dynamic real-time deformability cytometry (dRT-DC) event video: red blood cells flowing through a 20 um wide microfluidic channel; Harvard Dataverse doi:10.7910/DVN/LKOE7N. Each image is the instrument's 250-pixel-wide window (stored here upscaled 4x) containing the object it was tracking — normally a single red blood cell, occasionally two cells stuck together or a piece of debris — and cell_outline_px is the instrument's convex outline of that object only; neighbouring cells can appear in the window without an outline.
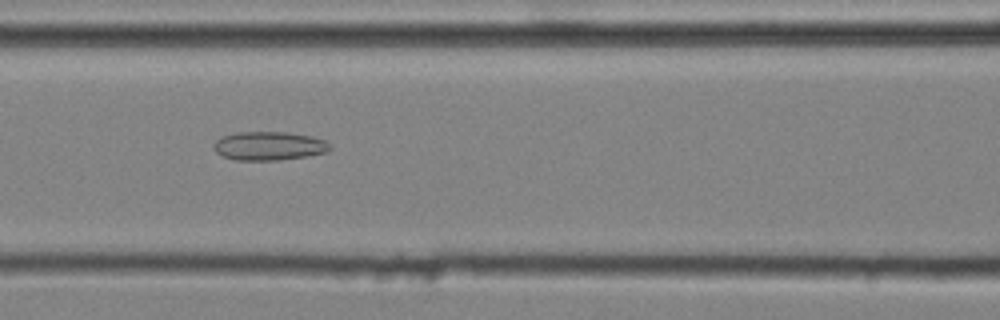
{"species": "common noctule bat (a hibernating species)", "species_latin": "Nyctalus noctula", "temperature_condition": "cold", "stored_images_in_passage": 45, "camera_frame_rate_fps": 3000, "um_per_image_px": 0.085, "animal": {"sex": "male", "body_mass_g": 20.4}, "frame": {"image": 1, "passage_image": 21, "time_ms": 6.667, "image_size_px": [1000, 320], "cell_outline_px": [[332, 148], [328, 152], [308, 156], [276, 160], [236, 160], [224, 156], [216, 152], [212, 144], [216, 140], [224, 136], [236, 132], [288, 132], [312, 136], [324, 140]], "centroid_in_image_um": [22.88, 12.4], "position_along_channel_um": 143.7, "area_um2": 19.42}}
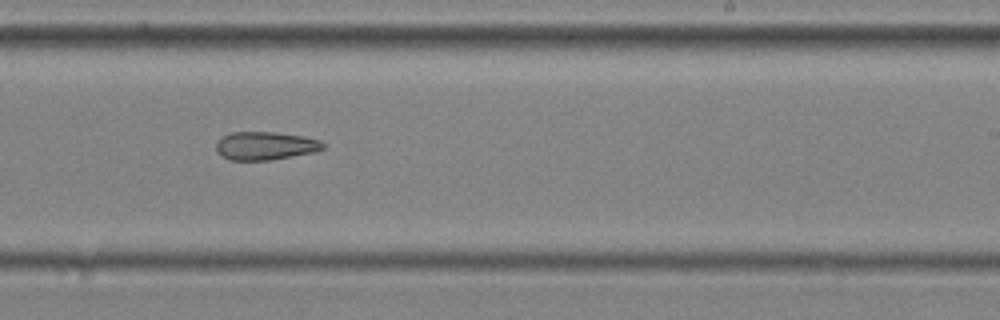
{"frame": {"image": 2, "passage_image": 30, "time_ms": 9.667, "image_size_px": [1000, 320], "cell_outline_px": [[328, 144], [324, 148], [316, 152], [272, 160], [232, 160], [220, 156], [216, 152], [216, 140], [220, 136], [228, 132], [276, 132], [304, 136], [320, 140]], "centroid_in_image_um": [22.55, 12.39], "position_along_channel_um": 266.5, "area_um2": 18.09}}
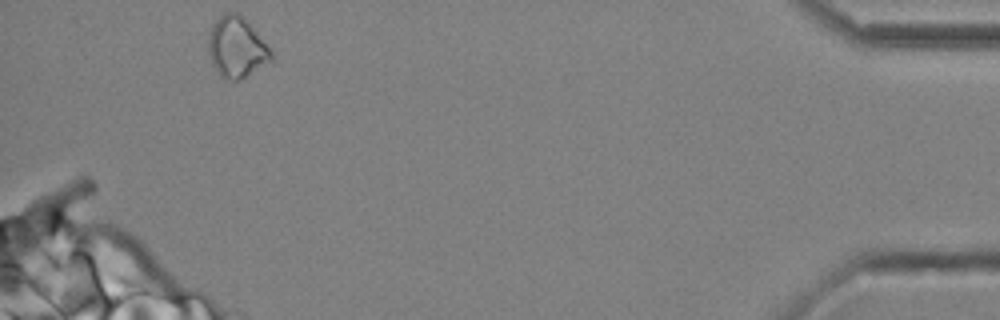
{"frame": {"image": 3, "passage_image": 45, "time_ms": 14.667, "image_size_px": [1000, 320], "cell_outline_px": [[272, 60], [240, 80], [224, 80], [220, 76], [212, 64], [208, 52], [208, 36], [212, 24], [224, 12], [236, 12], [248, 24], [272, 52]], "centroid_in_image_um": [20.05, 4.05], "position_along_channel_um": 415.1, "area_um2": 21.79}, "authors_computed_cell_mechanics": {"area_um2": 19.941, "velocity_mm_per_s": 4.1054, "shape_relaxation_time_tau1_ms": null, "shape_relaxation_time_tau2_ms": 5.777, "deformation_change_tau1": null, "deformation_change_tau2": 0.1652}}